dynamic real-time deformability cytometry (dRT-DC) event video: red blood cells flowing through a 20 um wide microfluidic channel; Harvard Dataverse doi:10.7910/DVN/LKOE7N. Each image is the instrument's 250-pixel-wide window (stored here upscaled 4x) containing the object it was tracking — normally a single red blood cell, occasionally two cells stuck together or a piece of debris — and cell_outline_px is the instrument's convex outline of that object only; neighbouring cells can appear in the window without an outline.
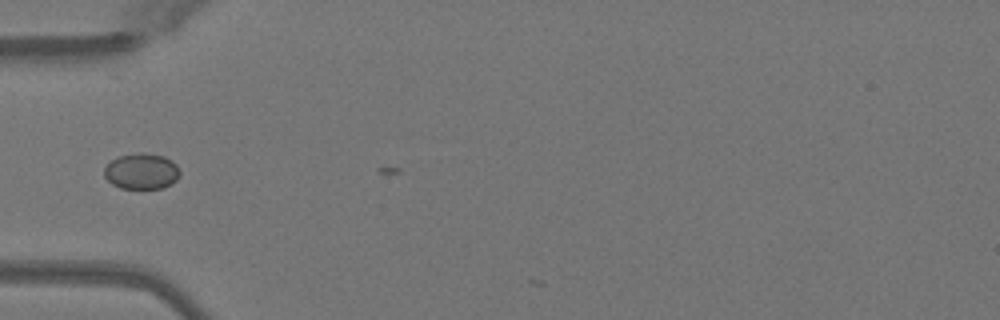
{"species": "Egyptian fruit bat (a non-hibernating species)", "species_latin": "Rousettus aegyptiacus", "temperature_condition": "warm", "stored_images_in_passage": 2, "camera_frame_rate_fps": 3000, "um_per_image_px": 0.085, "animal": {"sex": "female"}, "frame": {"image": 1, "passage_image": 1, "time_ms": 0.0, "image_size_px": [1000, 320], "cell_outline_px": [[180, 176], [176, 180], [160, 188], [120, 188], [112, 184], [104, 176], [104, 168], [112, 160], [120, 156], [140, 152], [144, 152], [164, 156], [172, 160], [176, 164], [180, 172]], "centroid_in_image_um": [12.03, 14.54], "position_along_channel_um": 73.0, "area_um2": 15.72}}